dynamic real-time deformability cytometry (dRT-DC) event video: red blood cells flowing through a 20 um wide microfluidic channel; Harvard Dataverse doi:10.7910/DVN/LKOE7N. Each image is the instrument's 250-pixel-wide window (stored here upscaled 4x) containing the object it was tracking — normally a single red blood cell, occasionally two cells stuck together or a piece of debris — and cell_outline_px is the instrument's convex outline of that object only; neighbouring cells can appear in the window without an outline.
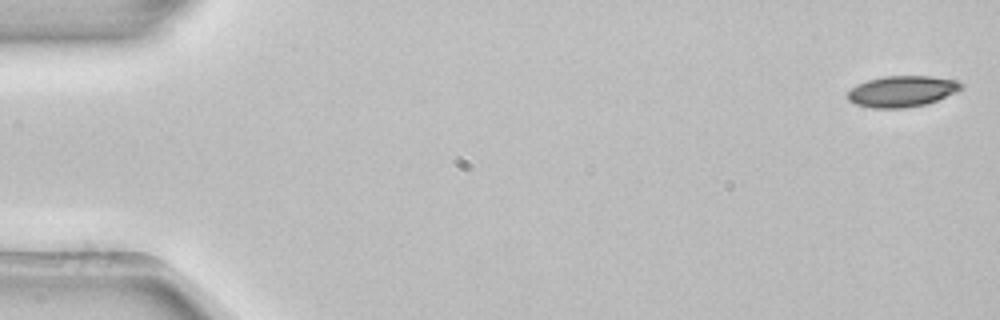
{"species": "common noctule bat (a hibernating species)", "species_latin": "Nyctalus noctula", "temperature_condition": "room temperature", "stored_images_in_passage": 6, "camera_frame_rate_fps": 3000, "um_per_image_px": 0.085, "animal": {"sex": "female", "body_mass_g": 22.7, "forearm_length_mm": 54.2}, "frame": {"image": 1, "passage_image": 1, "time_ms": 0.0, "image_size_px": [1000, 320], "cell_outline_px": [[964, 88], [956, 92], [936, 100], [924, 104], [904, 108], [872, 108], [856, 104], [848, 100], [848, 92], [856, 84], [868, 80], [884, 76], [928, 76], [956, 80], [964, 84]], "centroid_in_image_um": [76.67, 7.75], "position_along_channel_um": 8.3, "area_um2": 20.46}}
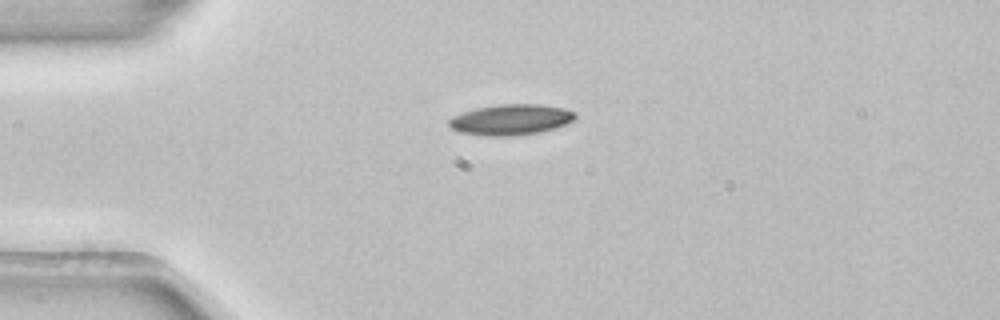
{"frame": {"image": 2, "passage_image": 4, "time_ms": 1.0, "image_size_px": [1000, 320], "cell_outline_px": [[576, 116], [572, 120], [564, 124], [540, 132], [512, 136], [484, 136], [460, 132], [452, 128], [448, 124], [448, 120], [452, 116], [476, 108], [500, 104], [540, 104], [564, 108], [576, 112]], "centroid_in_image_um": [43.4, 10.17], "position_along_channel_um": 41.6, "area_um2": 22.48}}